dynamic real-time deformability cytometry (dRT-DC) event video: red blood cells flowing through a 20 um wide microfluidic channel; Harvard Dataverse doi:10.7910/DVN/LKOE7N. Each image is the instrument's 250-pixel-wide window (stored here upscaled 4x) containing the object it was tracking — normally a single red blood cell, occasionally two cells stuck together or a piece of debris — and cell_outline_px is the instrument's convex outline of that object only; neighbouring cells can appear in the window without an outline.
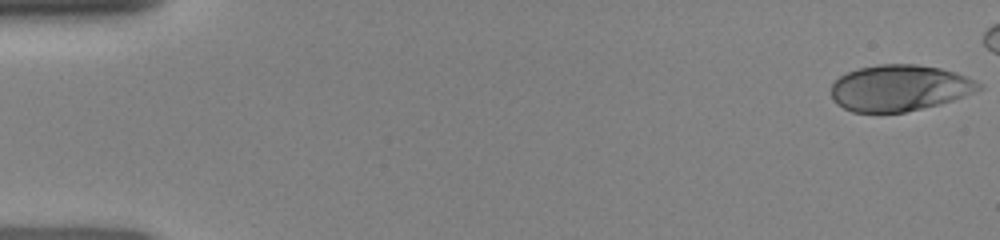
{"species": "human", "species_latin": "Homo sapiens", "temperature_condition": "room temperature", "stored_images_in_passage": 43, "camera_frame_rate_fps": 3000, "um_per_image_px": 0.085, "donor": {"sex": "female"}, "frame": {"image": 1, "passage_image": 1, "time_ms": 0.0, "image_size_px": [1000, 240], "cell_outline_px": [[984, 88], [952, 100], [940, 104], [904, 112], [852, 112], [836, 104], [832, 96], [832, 84], [840, 76], [848, 72], [860, 68], [880, 64], [916, 64], [940, 68], [956, 72], [984, 84]], "centroid_in_image_um": [76.48, 7.47], "position_along_channel_um": 8.5, "area_um2": 39.65}}
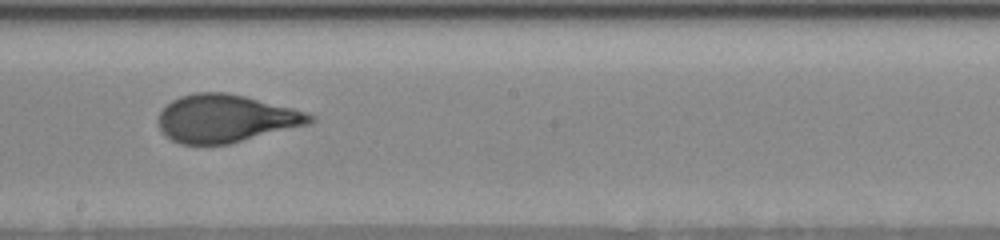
{"frame": {"image": 2, "passage_image": 27, "time_ms": 8.667, "image_size_px": [1000, 240], "cell_outline_px": [[316, 120], [312, 124], [228, 144], [180, 144], [172, 140], [160, 128], [160, 112], [172, 100], [180, 96], [192, 92], [228, 92], [308, 112], [316, 116]], "centroid_in_image_um": [19.26, 10.07], "position_along_channel_um": 228.9, "area_um2": 42.14}}
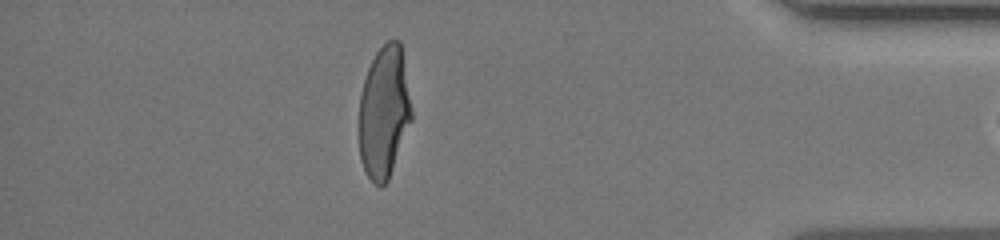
{"frame": {"image": 3, "passage_image": 42, "time_ms": 13.667, "image_size_px": [1000, 240], "cell_outline_px": [[412, 120], [388, 180], [380, 188], [368, 176], [360, 160], [360, 92], [368, 68], [376, 52], [388, 40], [400, 40], [412, 112]], "centroid_in_image_um": [32.65, 9.53], "position_along_channel_um": 402.6, "area_um2": 40.0}}